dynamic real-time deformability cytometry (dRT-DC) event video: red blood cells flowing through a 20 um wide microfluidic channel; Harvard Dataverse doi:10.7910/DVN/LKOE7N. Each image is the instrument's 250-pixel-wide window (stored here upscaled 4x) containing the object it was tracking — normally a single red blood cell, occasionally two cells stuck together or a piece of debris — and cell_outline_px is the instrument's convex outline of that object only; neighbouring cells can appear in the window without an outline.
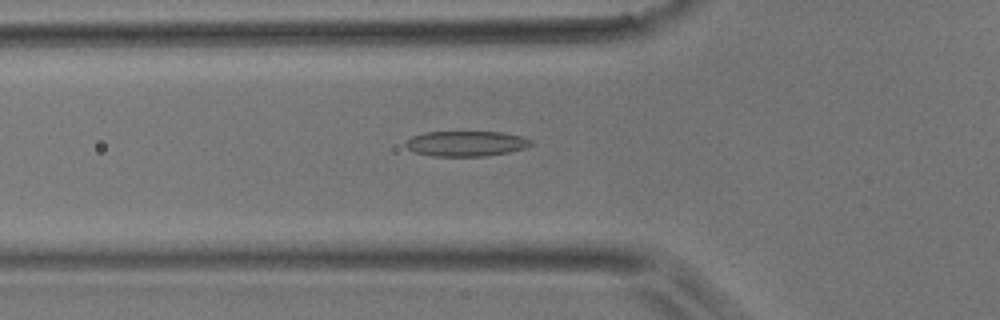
{"species": "common noctule bat (a hibernating species)", "species_latin": "Nyctalus noctula", "temperature_condition": "room temperature", "stored_images_in_passage": 31, "camera_frame_rate_fps": 3000, "um_per_image_px": 0.085, "animal": {"sex": "male", "body_mass_g": 17.9}, "frame": {"image": 1, "passage_image": 7, "time_ms": 2.0, "image_size_px": [1000, 320], "cell_outline_px": [[532, 144], [524, 148], [508, 152], [484, 156], [432, 156], [416, 152], [408, 148], [404, 144], [404, 140], [412, 136], [424, 132], [504, 132], [520, 136], [532, 140]], "centroid_in_image_um": [39.58, 12.2], "position_along_channel_um": 86.2, "area_um2": 18.44}}
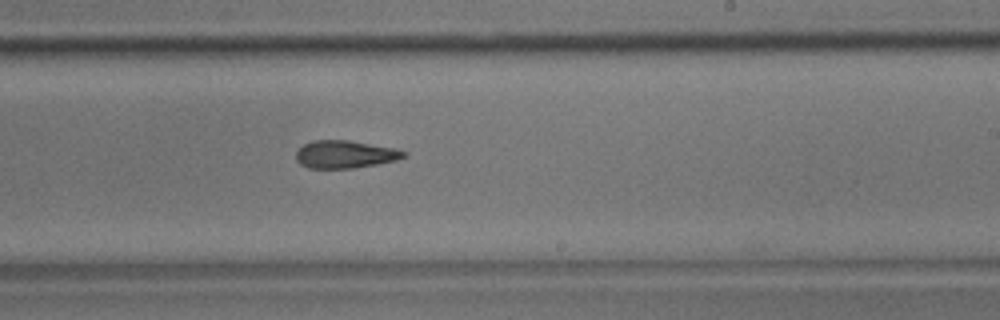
{"frame": {"image": 2, "passage_image": 19, "time_ms": 6.0, "image_size_px": [1000, 320], "cell_outline_px": [[408, 156], [396, 160], [376, 164], [352, 168], [308, 168], [300, 164], [296, 160], [296, 152], [304, 144], [312, 140], [348, 140], [396, 148], [408, 152]], "centroid_in_image_um": [29.35, 13.11], "position_along_channel_um": 259.7, "area_um2": 17.46}}
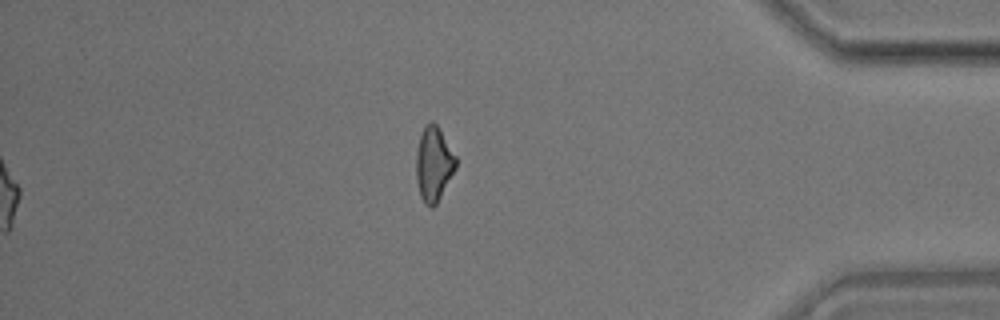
{"frame": {"image": 3, "passage_image": 31, "time_ms": 10.0, "image_size_px": [1000, 320], "cell_outline_px": [[456, 168], [436, 204], [432, 208], [424, 204], [420, 196], [416, 180], [416, 152], [420, 136], [424, 124], [428, 120], [432, 120], [436, 124], [456, 156]], "centroid_in_image_um": [36.84, 13.93], "position_along_channel_um": 398.4, "area_um2": 17.28}}